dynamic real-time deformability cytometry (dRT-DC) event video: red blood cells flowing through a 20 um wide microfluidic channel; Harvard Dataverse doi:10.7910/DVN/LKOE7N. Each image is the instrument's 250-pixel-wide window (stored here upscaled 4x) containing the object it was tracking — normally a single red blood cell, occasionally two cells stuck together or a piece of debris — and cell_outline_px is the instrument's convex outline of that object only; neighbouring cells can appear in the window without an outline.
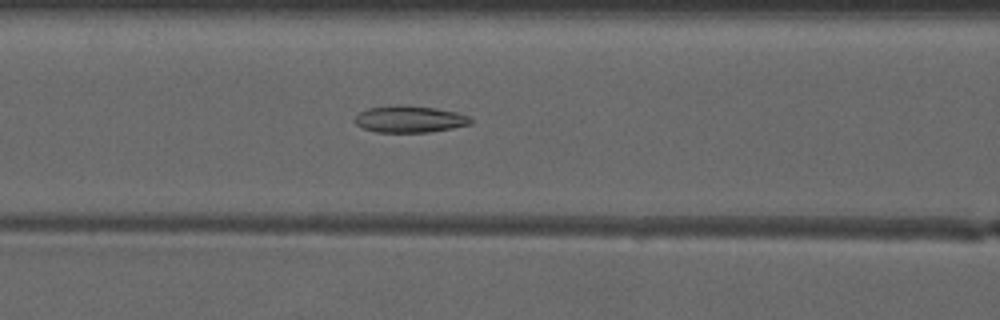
{"species": "common noctule bat (a hibernating species)", "species_latin": "Nyctalus noctula", "temperature_condition": "warm", "stored_images_in_passage": 41, "camera_frame_rate_fps": 3000, "um_per_image_px": 0.085, "animal": {"sex": "male", "forearm_length_mm": 52.5}, "frame": {"image": 1, "passage_image": 13, "time_ms": 4.0, "image_size_px": [1000, 320], "cell_outline_px": [[472, 120], [468, 124], [452, 128], [428, 132], [376, 132], [364, 128], [356, 124], [352, 120], [360, 112], [368, 108], [404, 104], [436, 108], [456, 112], [468, 116]], "centroid_in_image_um": [34.78, 10.12], "position_along_channel_um": 131.8, "area_um2": 17.98}}
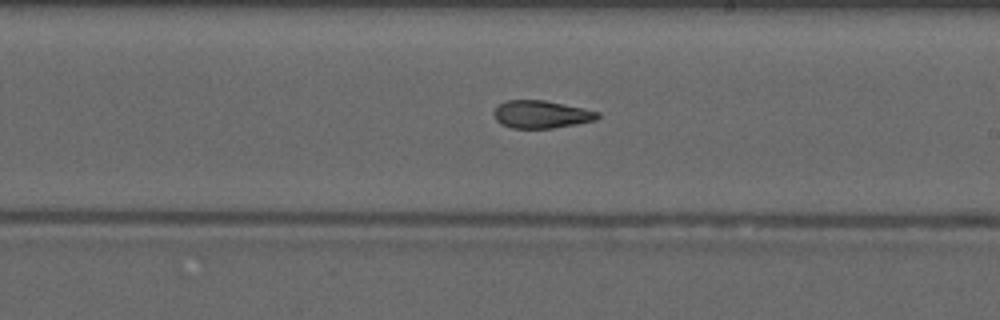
{"frame": {"image": 2, "passage_image": 21, "time_ms": 6.667, "image_size_px": [1000, 320], "cell_outline_px": [[600, 116], [596, 120], [576, 124], [552, 128], [512, 128], [500, 124], [496, 120], [492, 112], [500, 104], [508, 100], [544, 100], [584, 108], [600, 112]], "centroid_in_image_um": [46.01, 9.72], "position_along_channel_um": 243.0, "area_um2": 16.76}}
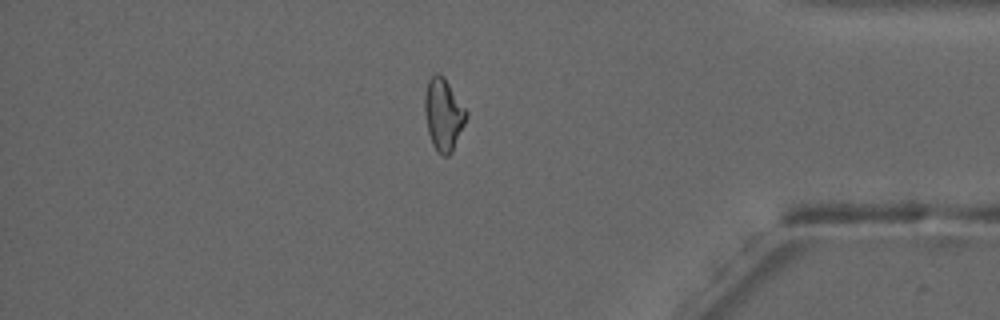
{"frame": {"image": 3, "passage_image": 34, "time_ms": 11.0, "image_size_px": [1000, 320], "cell_outline_px": [[468, 116], [452, 152], [448, 156], [444, 156], [432, 144], [428, 132], [424, 108], [424, 96], [428, 80], [436, 72], [440, 72], [444, 76], [468, 112]], "centroid_in_image_um": [37.69, 9.69], "position_along_channel_um": 397.5, "area_um2": 17.46}, "authors_computed_cell_mechanics": {"area_um2": 17.3978, "velocity_mm_per_s": 4.1816, "shape_relaxation_time_tau1_ms": null, "shape_relaxation_time_tau2_ms": 2.1647, "deformation_change_tau1": null, "deformation_change_tau2": 0.0928}}